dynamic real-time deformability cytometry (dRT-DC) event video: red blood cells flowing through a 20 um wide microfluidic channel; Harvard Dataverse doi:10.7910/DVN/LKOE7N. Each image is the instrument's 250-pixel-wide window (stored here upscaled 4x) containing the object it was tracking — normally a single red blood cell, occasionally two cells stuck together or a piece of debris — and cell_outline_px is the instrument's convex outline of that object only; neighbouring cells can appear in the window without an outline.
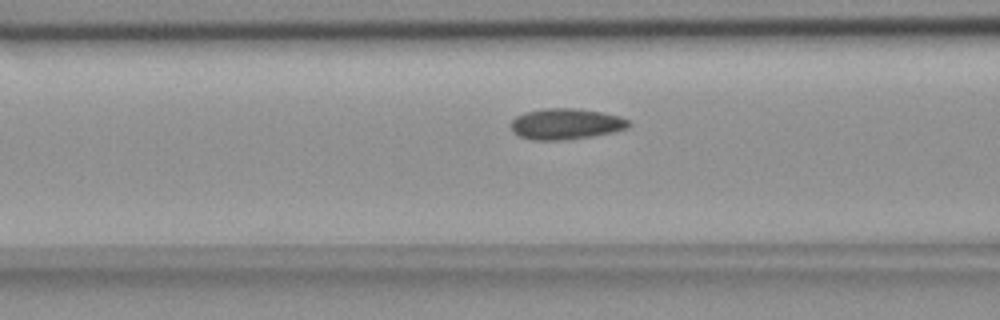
{"species": "common noctule bat (a hibernating species)", "species_latin": "Nyctalus noctula", "temperature_condition": "room temperature", "stored_images_in_passage": 48, "camera_frame_rate_fps": 3000, "um_per_image_px": 0.085, "animal": {"sex": "female", "body_mass_g": 18.4}, "frame": {"image": 1, "passage_image": 16, "time_ms": 5.0, "image_size_px": [1000, 320], "cell_outline_px": [[632, 124], [628, 128], [616, 132], [592, 136], [564, 140], [532, 140], [520, 136], [512, 132], [512, 120], [516, 116], [524, 112], [544, 108], [576, 108], [600, 112], [620, 116], [628, 120]], "centroid_in_image_um": [48.12, 10.53], "position_along_channel_um": 118.5, "area_um2": 21.39}}
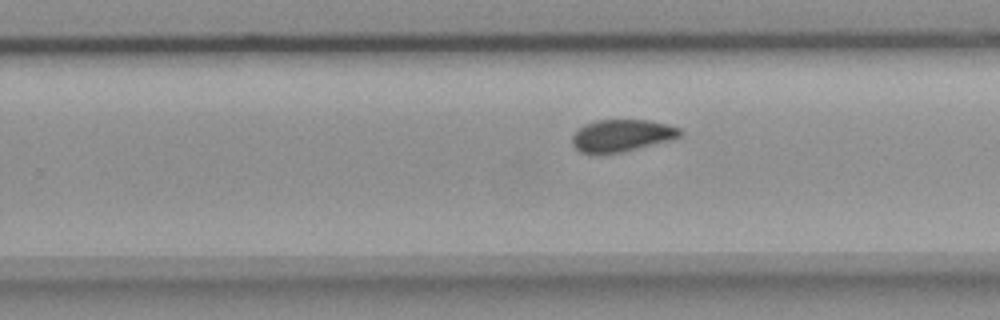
{"frame": {"image": 2, "passage_image": 29, "time_ms": 9.333, "image_size_px": [1000, 320], "cell_outline_px": [[684, 132], [680, 136], [668, 140], [620, 152], [580, 152], [572, 144], [572, 136], [584, 124], [596, 120], [648, 120], [668, 124], [680, 128]], "centroid_in_image_um": [52.86, 11.49], "position_along_channel_um": 276.9, "area_um2": 19.71}}
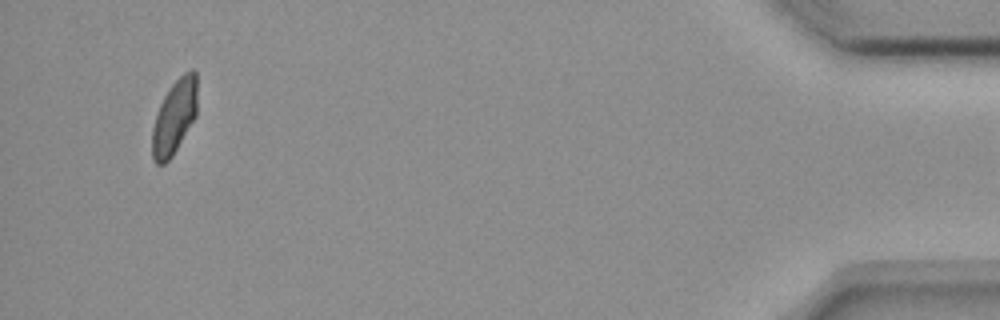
{"frame": {"image": 3, "passage_image": 47, "time_ms": 15.333, "image_size_px": [1000, 320], "cell_outline_px": [[196, 116], [172, 156], [164, 164], [156, 164], [152, 160], [152, 128], [160, 104], [164, 96], [172, 84], [184, 72], [192, 68], [196, 72]], "centroid_in_image_um": [14.81, 9.95], "position_along_channel_um": 420.4, "area_um2": 19.36}}